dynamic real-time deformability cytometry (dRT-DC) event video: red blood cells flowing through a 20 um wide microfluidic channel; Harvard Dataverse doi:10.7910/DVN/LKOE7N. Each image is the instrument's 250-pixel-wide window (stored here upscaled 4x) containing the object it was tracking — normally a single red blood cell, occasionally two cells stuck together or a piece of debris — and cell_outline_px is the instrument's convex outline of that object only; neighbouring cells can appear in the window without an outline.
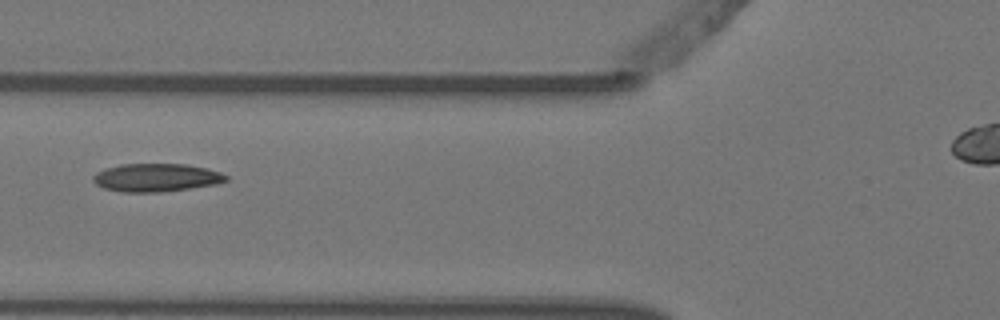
{"species": "Egyptian fruit bat (a non-hibernating species)", "species_latin": "Rousettus aegyptiacus", "temperature_condition": "warm", "stored_images_in_passage": 6, "camera_frame_rate_fps": 3000, "um_per_image_px": 0.085, "animal": {"sex": "female"}, "frame": {"image": 1, "passage_image": 6, "time_ms": 1.667, "image_size_px": [1000, 320], "cell_outline_px": [[228, 180], [216, 184], [164, 192], [120, 192], [104, 188], [96, 184], [92, 180], [92, 176], [96, 172], [104, 168], [120, 164], [188, 164], [208, 168], [220, 172], [228, 176]], "centroid_in_image_um": [13.27, 15.09], "position_along_channel_um": 112.5, "area_um2": 22.02}}